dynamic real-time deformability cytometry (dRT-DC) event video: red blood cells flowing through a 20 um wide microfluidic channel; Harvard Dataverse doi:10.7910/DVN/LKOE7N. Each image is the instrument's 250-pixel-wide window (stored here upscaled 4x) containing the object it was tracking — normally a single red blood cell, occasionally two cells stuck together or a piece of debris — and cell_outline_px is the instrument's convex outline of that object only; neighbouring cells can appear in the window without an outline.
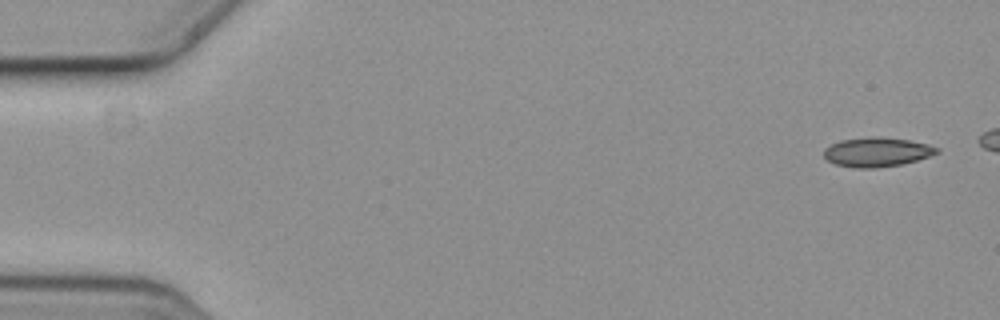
{"species": "common noctule bat (a hibernating species)", "species_latin": "Nyctalus noctula", "temperature_condition": "cold", "stored_images_in_passage": 4, "camera_frame_rate_fps": 3000, "um_per_image_px": 0.085, "animal": {"sex": "female", "body_mass_g": 19.3, "forearm_length_mm": 54.1}, "frame": {"image": 1, "passage_image": 1, "time_ms": 0.0, "image_size_px": [1000, 320], "cell_outline_px": [[940, 152], [916, 160], [900, 164], [876, 168], [852, 168], [836, 164], [828, 160], [824, 156], [824, 148], [840, 140], [872, 136], [880, 136], [908, 140], [928, 144], [940, 148]], "centroid_in_image_um": [74.53, 12.91], "position_along_channel_um": 10.5, "area_um2": 19.31}}